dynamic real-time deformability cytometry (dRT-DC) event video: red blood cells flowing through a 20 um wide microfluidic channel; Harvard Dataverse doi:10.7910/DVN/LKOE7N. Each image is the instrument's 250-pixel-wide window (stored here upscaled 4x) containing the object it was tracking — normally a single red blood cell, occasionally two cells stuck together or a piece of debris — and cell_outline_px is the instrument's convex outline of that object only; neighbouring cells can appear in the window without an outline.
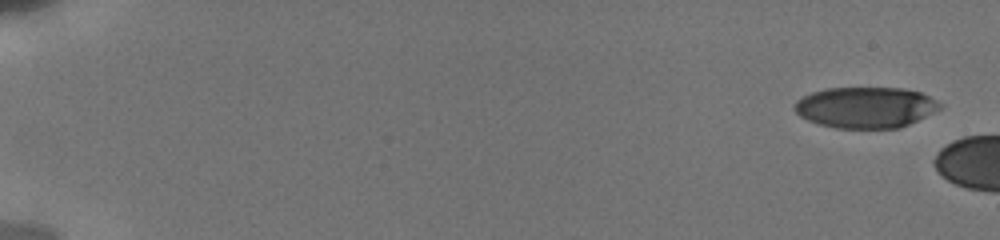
{"species": "human", "species_latin": "Homo sapiens", "temperature_condition": "cold", "stored_images_in_passage": 3, "camera_frame_rate_fps": 3000, "um_per_image_px": 0.085, "donor": {"sex": "male"}, "frame": {"image": 1, "passage_image": 1, "time_ms": 0.0, "image_size_px": [1000, 240], "cell_outline_px": [[940, 108], [900, 128], [836, 128], [820, 124], [808, 120], [800, 116], [792, 108], [792, 104], [796, 100], [812, 92], [824, 88], [904, 88], [920, 92], [936, 100], [940, 104]], "centroid_in_image_um": [73.51, 9.12], "position_along_channel_um": 11.5, "area_um2": 34.56}}